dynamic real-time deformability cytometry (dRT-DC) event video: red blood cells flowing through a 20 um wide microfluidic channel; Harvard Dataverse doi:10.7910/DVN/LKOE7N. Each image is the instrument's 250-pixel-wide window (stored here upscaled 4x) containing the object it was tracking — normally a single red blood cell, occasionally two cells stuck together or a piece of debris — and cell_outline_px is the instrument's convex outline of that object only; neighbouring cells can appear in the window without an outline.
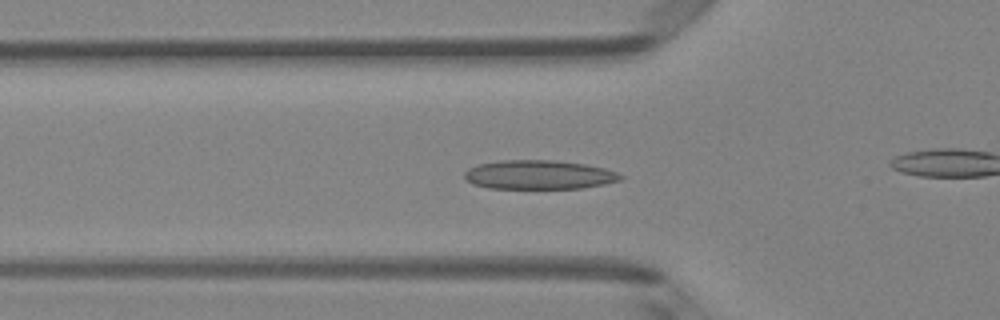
{"species": "Egyptian fruit bat (a non-hibernating species)", "species_latin": "Rousettus aegyptiacus", "temperature_condition": "room temperature", "stored_images_in_passage": 50, "camera_frame_rate_fps": 3000, "um_per_image_px": 0.085, "animal": {"sex": "female"}, "frame": {"image": 1, "passage_image": 17, "time_ms": 5.333, "image_size_px": [1000, 320], "cell_outline_px": [[624, 176], [620, 180], [604, 184], [580, 188], [488, 188], [472, 184], [464, 180], [464, 172], [468, 168], [476, 164], [500, 160], [556, 160], [584, 164], [604, 168], [616, 172]], "centroid_in_image_um": [45.75, 14.85], "position_along_channel_um": 80.1, "area_um2": 26.53}}
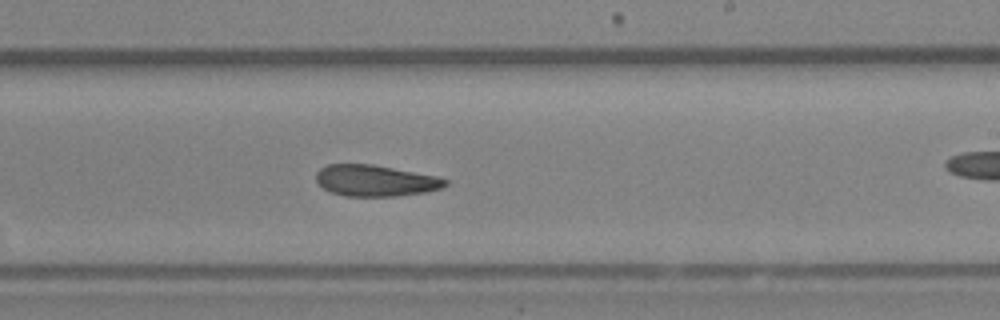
{"frame": {"image": 2, "passage_image": 30, "time_ms": 9.667, "image_size_px": [1000, 320], "cell_outline_px": [[448, 184], [440, 188], [424, 192], [396, 196], [344, 196], [332, 192], [324, 188], [316, 180], [316, 172], [320, 168], [328, 164], [372, 164], [440, 176], [448, 180]], "centroid_in_image_um": [31.93, 15.34], "position_along_channel_um": 257.1, "area_um2": 23.58}}
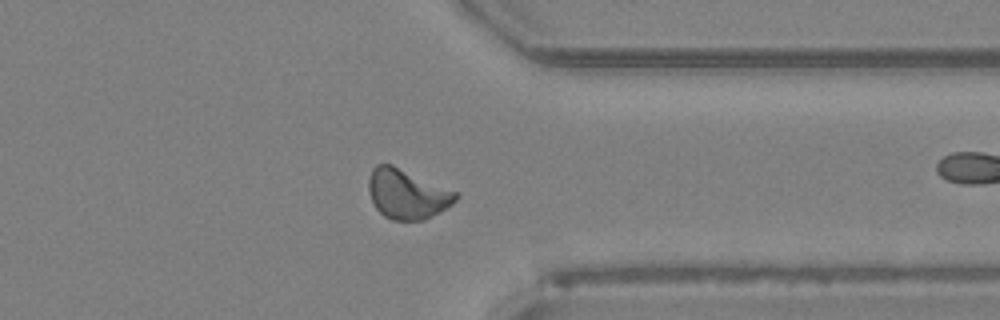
{"frame": {"image": 3, "passage_image": 39, "time_ms": 12.667, "image_size_px": [1000, 320], "cell_outline_px": [[460, 196], [452, 204], [424, 220], [392, 220], [384, 216], [376, 208], [372, 200], [368, 188], [368, 176], [372, 168], [376, 164], [392, 164], [460, 192]], "centroid_in_image_um": [34.62, 16.47], "position_along_channel_um": 376.8, "area_um2": 25.49}}